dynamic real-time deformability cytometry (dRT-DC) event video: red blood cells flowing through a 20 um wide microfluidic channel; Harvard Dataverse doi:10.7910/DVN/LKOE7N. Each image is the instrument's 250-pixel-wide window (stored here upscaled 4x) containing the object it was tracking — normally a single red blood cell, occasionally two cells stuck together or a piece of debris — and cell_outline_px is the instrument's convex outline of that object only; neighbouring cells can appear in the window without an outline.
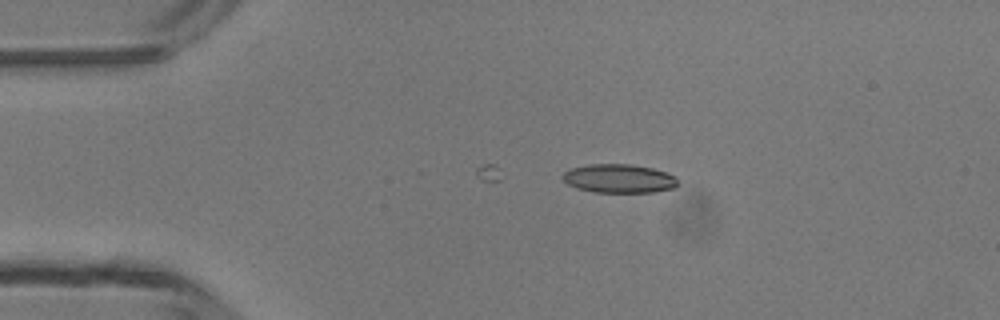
{"species": "common noctule bat (a hibernating species)", "species_latin": "Nyctalus noctula", "temperature_condition": "room temperature", "stored_images_in_passage": 2, "camera_frame_rate_fps": 3000, "um_per_image_px": 0.085, "animal": {"sex": "male", "body_mass_g": 13.3}, "frame": {"image": 1, "passage_image": 1, "time_ms": 0.0, "image_size_px": [1000, 320], "cell_outline_px": [[680, 184], [676, 188], [652, 192], [592, 192], [576, 188], [568, 184], [560, 176], [564, 172], [572, 168], [588, 164], [632, 164], [652, 168], [676, 176]], "centroid_in_image_um": [52.63, 15.18], "position_along_channel_um": 32.4, "area_um2": 19.48}}
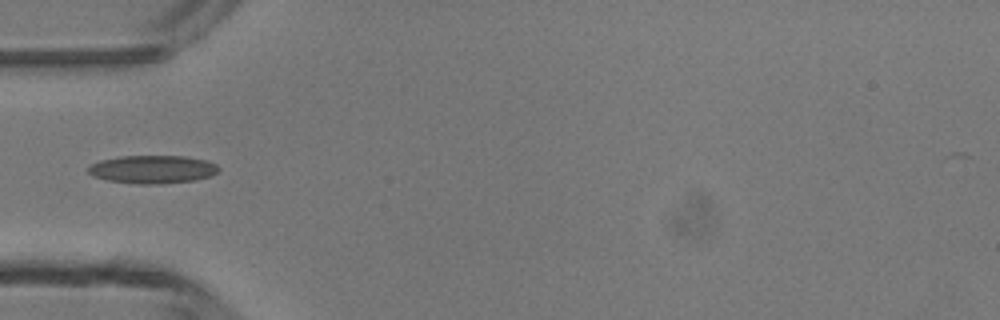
{"frame": {"image": 2, "passage_image": 2, "time_ms": 2.0, "image_size_px": [1000, 320], "cell_outline_px": [[220, 168], [216, 172], [208, 176], [196, 180], [160, 184], [136, 184], [108, 180], [92, 176], [88, 172], [88, 168], [92, 164], [100, 160], [120, 156], [184, 156], [208, 160], [216, 164]], "centroid_in_image_um": [12.97, 14.39], "position_along_channel_um": 72.0, "area_um2": 21.39}}